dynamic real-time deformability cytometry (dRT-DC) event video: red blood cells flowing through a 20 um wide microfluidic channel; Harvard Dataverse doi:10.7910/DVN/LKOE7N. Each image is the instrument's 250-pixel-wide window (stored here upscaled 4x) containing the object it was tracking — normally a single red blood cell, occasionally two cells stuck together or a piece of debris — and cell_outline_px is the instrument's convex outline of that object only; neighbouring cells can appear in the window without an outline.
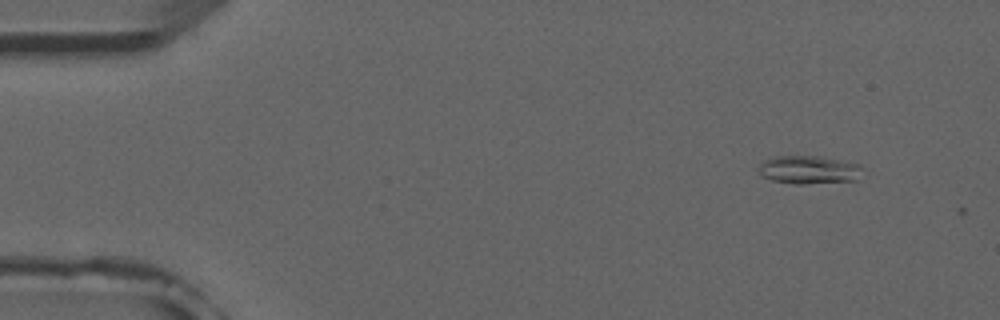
{"species": "common noctule bat (a hibernating species)", "species_latin": "Nyctalus noctula", "temperature_condition": "room temperature", "stored_images_in_passage": 4, "camera_frame_rate_fps": 3000, "um_per_image_px": 0.085, "animal": {"sex": "male", "forearm_length_mm": 52.5}, "frame": {"image": 1, "passage_image": 2, "time_ms": 1.333, "image_size_px": [1000, 320], "cell_outline_px": [[864, 168], [856, 180], [804, 184], [796, 184], [772, 180], [760, 176], [760, 164], [764, 160], [772, 156], [816, 156], [860, 164]], "centroid_in_image_um": [68.74, 14.43], "position_along_channel_um": 16.3, "area_um2": 16.99}}